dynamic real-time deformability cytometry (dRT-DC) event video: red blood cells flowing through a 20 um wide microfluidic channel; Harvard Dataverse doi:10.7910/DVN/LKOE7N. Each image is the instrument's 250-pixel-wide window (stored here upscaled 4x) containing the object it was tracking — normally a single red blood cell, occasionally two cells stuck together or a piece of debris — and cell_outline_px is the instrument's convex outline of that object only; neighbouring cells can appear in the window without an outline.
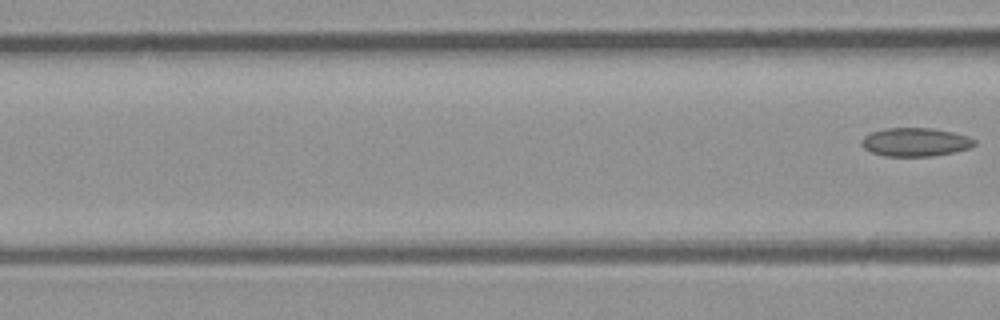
{"species": "common noctule bat (a hibernating species)", "species_latin": "Nyctalus noctula", "temperature_condition": "room temperature", "stored_images_in_passage": 3, "camera_frame_rate_fps": 3000, "um_per_image_px": 0.085, "animal": {"sex": "male", "body_mass_g": 23.1, "forearm_length_mm": 52.7}, "frame": {"image": 1, "passage_image": 3, "time_ms": 2.333, "image_size_px": [1000, 320], "cell_outline_px": [[976, 144], [968, 148], [952, 152], [932, 156], [884, 156], [872, 152], [864, 148], [860, 144], [860, 140], [864, 136], [872, 132], [884, 128], [932, 128], [952, 132], [968, 136], [976, 140]], "centroid_in_image_um": [77.78, 12.07], "position_along_channel_um": 88.8, "area_um2": 18.73}}